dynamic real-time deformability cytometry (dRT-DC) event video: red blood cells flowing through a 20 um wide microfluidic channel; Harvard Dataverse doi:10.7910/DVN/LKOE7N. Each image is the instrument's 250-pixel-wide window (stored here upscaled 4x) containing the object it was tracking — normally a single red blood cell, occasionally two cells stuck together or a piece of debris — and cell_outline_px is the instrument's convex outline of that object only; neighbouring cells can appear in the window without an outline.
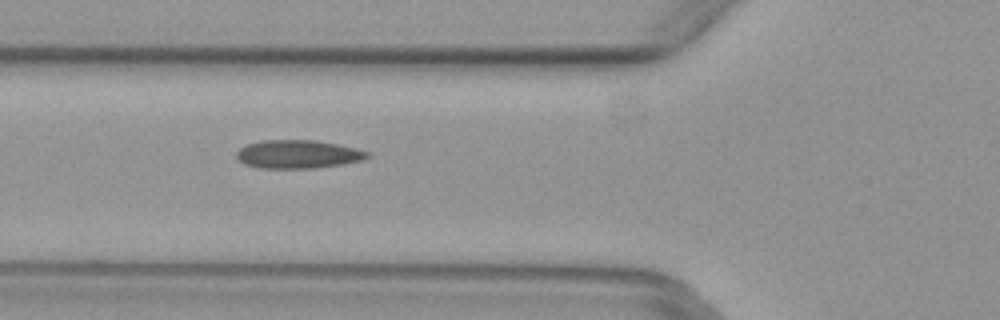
{"species": "common noctule bat (a hibernating species)", "species_latin": "Nyctalus noctula", "temperature_condition": "warm", "stored_images_in_passage": 2, "camera_frame_rate_fps": 3000, "um_per_image_px": 0.085, "animal": {"sex": "female", "body_mass_g": 29.2, "forearm_length_mm": 56.3}, "frame": {"image": 1, "passage_image": 2, "time_ms": 0.333, "image_size_px": [1000, 320], "cell_outline_px": [[372, 156], [360, 160], [344, 164], [312, 168], [260, 168], [244, 164], [236, 156], [236, 152], [240, 148], [248, 144], [260, 140], [316, 140], [356, 148], [372, 152]], "centroid_in_image_um": [25.35, 13.1], "position_along_channel_um": 100.4, "area_um2": 21.68}}